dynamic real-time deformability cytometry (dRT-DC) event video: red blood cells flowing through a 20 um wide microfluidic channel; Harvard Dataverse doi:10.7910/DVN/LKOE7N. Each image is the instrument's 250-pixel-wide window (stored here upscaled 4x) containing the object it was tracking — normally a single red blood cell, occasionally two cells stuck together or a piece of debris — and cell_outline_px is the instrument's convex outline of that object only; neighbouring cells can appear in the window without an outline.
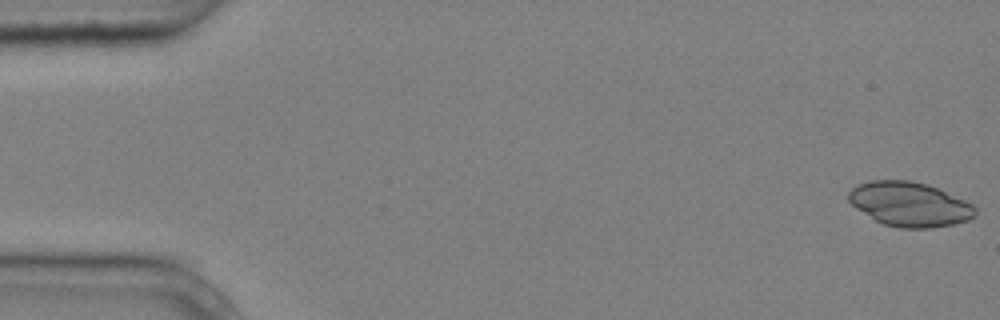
{"species": "common noctule bat (a hibernating species)", "species_latin": "Nyctalus noctula", "temperature_condition": "cold", "stored_images_in_passage": 5, "camera_frame_rate_fps": 3000, "um_per_image_px": 0.085, "animal": {"sex": "male", "body_mass_g": 20.4}, "frame": {"image": 1, "passage_image": 1, "time_ms": 0.0, "image_size_px": [1000, 320], "cell_outline_px": [[976, 216], [968, 220], [952, 224], [928, 228], [900, 228], [884, 224], [876, 220], [856, 208], [848, 200], [848, 192], [852, 188], [860, 184], [872, 180], [908, 180], [928, 184], [964, 200], [972, 204], [976, 208]], "centroid_in_image_um": [77.32, 17.35], "position_along_channel_um": 7.7, "area_um2": 32.54}}